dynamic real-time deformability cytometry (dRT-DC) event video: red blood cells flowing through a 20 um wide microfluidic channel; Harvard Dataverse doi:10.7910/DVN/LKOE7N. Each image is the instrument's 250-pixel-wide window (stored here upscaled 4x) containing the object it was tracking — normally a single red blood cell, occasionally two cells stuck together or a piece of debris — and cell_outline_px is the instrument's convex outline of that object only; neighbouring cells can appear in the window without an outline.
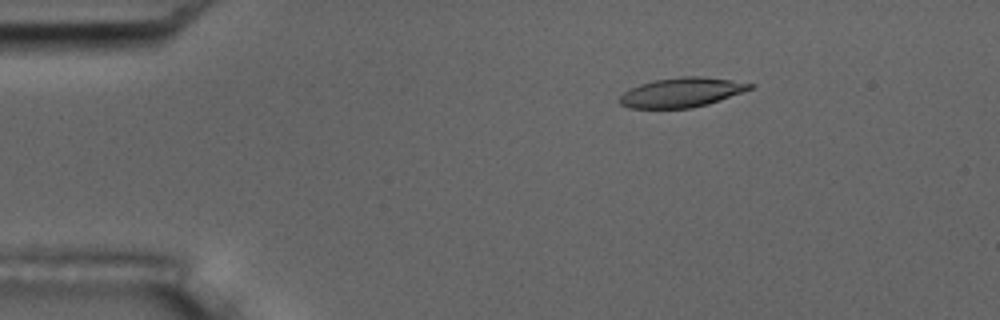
{"species": "common noctule bat (a hibernating species)", "species_latin": "Nyctalus noctula", "temperature_condition": "room temperature", "stored_images_in_passage": 54, "camera_frame_rate_fps": 3000, "um_per_image_px": 0.085, "animal": {"sex": "male", "body_mass_g": 17.5, "forearm_length_mm": 52.3}, "frame": {"image": 1, "passage_image": 9, "time_ms": 2.667, "image_size_px": [1000, 320], "cell_outline_px": [[756, 84], [752, 88], [708, 104], [692, 108], [628, 108], [620, 104], [620, 96], [628, 88], [640, 84], [656, 80], [680, 76], [700, 76], [732, 80]], "centroid_in_image_um": [57.91, 7.85], "position_along_channel_um": 27.1, "area_um2": 22.31}}
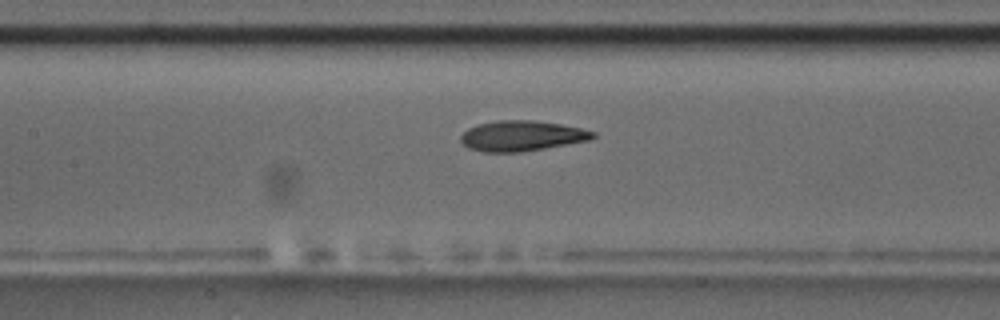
{"frame": {"image": 2, "passage_image": 25, "time_ms": 8.0, "image_size_px": [1000, 320], "cell_outline_px": [[596, 136], [592, 140], [520, 152], [484, 152], [468, 148], [460, 140], [460, 136], [468, 128], [480, 124], [500, 120], [532, 120], [560, 124], [580, 128], [596, 132]], "centroid_in_image_um": [44.37, 11.55], "position_along_channel_um": 163.0, "area_um2": 23.29}}
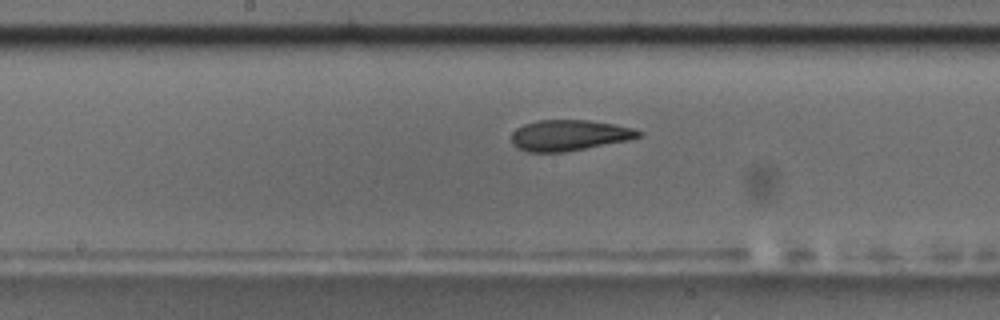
{"frame": {"image": 3, "passage_image": 28, "time_ms": 9.0, "image_size_px": [1000, 320], "cell_outline_px": [[644, 136], [628, 140], [564, 152], [528, 152], [516, 148], [512, 144], [512, 132], [516, 128], [524, 124], [536, 120], [588, 120], [616, 124], [632, 128], [644, 132]], "centroid_in_image_um": [48.38, 11.49], "position_along_channel_um": 199.8, "area_um2": 23.0}, "authors_computed_cell_mechanics": {"area_um2": 23.0044, "velocity_mm_per_s": 3.7101, "shape_relaxation_time_tau1_ms": 7.5035, "shape_relaxation_time_tau2_ms": 2.7304, "deformation_change_tau1": 0.2057, "deformation_change_tau2": 0.1109}}